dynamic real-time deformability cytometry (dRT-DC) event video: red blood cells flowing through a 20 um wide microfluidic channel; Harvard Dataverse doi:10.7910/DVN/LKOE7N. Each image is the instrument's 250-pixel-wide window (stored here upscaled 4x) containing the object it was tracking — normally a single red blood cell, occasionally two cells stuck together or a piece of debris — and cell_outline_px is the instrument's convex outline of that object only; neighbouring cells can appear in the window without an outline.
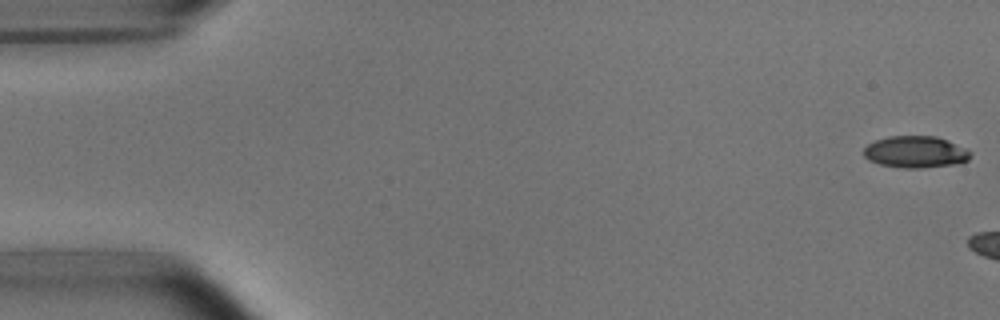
{"species": "common noctule bat (a hibernating species)", "species_latin": "Nyctalus noctula", "temperature_condition": "room temperature", "stored_images_in_passage": 6, "camera_frame_rate_fps": 3000, "um_per_image_px": 0.085, "animal": {"sex": "male", "body_mass_g": 15.6}, "frame": {"image": 1, "passage_image": 1, "time_ms": 0.0, "image_size_px": [1000, 320], "cell_outline_px": [[972, 152], [968, 160], [960, 164], [924, 168], [904, 168], [880, 164], [868, 160], [864, 156], [864, 148], [868, 144], [876, 140], [888, 136], [936, 136], [948, 140]], "centroid_in_image_um": [77.84, 12.92], "position_along_channel_um": 7.2, "area_um2": 19.88}}